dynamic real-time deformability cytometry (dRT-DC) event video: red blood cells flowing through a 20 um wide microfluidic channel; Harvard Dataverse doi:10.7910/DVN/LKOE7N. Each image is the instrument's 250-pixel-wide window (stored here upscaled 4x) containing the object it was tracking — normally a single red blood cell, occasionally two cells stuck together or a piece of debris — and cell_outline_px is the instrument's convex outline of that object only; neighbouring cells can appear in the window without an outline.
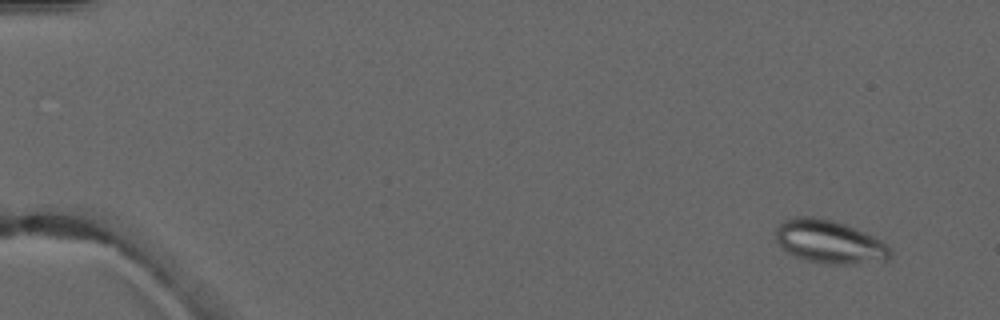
{"species": "common noctule bat (a hibernating species)", "species_latin": "Nyctalus noctula", "temperature_condition": "warm", "stored_images_in_passage": 5, "camera_frame_rate_fps": 3000, "um_per_image_px": 0.085, "animal": {"sex": "male", "forearm_length_mm": 52.5}, "frame": {"image": 1, "passage_image": 1, "time_ms": 0.0, "image_size_px": [1000, 320], "cell_outline_px": [[892, 256], [888, 260], [852, 264], [824, 264], [808, 260], [796, 256], [788, 252], [776, 240], [776, 228], [784, 220], [792, 216], [812, 216], [832, 220], [844, 224], [864, 232], [880, 240], [892, 252]], "centroid_in_image_um": [70.49, 20.55], "position_along_channel_um": 14.5, "area_um2": 28.61}}